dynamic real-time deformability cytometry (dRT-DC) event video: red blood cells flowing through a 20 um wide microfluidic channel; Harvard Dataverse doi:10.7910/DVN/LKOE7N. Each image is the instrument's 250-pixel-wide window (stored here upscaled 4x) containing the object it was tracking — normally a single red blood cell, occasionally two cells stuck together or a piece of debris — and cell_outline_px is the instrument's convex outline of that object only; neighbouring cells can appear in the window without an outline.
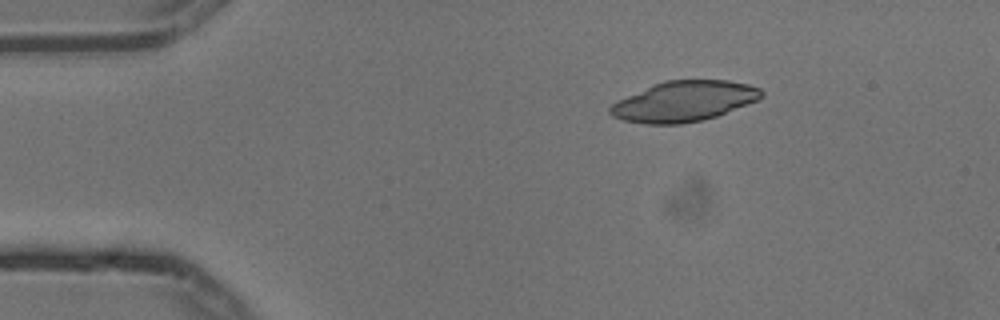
{"species": "common noctule bat (a hibernating species)", "species_latin": "Nyctalus noctula", "temperature_condition": "cold", "stored_images_in_passage": 4, "camera_frame_rate_fps": 3000, "um_per_image_px": 0.085, "animal": {"sex": "male", "body_mass_g": 13.3}, "frame": {"image": 1, "passage_image": 2, "time_ms": 0.333, "image_size_px": [1000, 320], "cell_outline_px": [[764, 96], [756, 100], [716, 116], [700, 120], [680, 124], [648, 124], [624, 120], [612, 116], [608, 112], [608, 108], [612, 104], [652, 84], [664, 80], [728, 80], [748, 84], [760, 88], [764, 92]], "centroid_in_image_um": [58.13, 8.6], "position_along_channel_um": 26.9, "area_um2": 35.26}}